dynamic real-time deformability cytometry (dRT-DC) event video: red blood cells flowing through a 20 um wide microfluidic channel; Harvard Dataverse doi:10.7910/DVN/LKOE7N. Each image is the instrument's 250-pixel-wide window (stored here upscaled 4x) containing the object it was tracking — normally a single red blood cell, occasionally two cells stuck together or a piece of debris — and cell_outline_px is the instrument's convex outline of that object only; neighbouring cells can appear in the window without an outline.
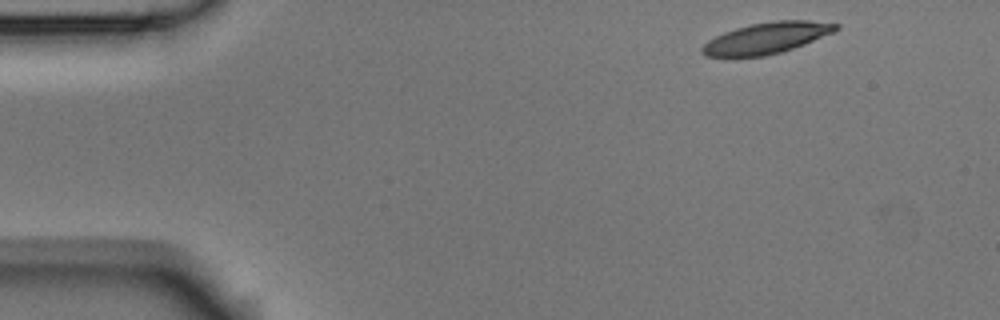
{"species": "Egyptian fruit bat (a non-hibernating species)", "species_latin": "Rousettus aegyptiacus", "temperature_condition": "room temperature", "stored_images_in_passage": 4, "segment_of_instrument_passage": [1, 2], "camera_frame_rate_fps": 3000, "um_per_image_px": 0.085, "animal": {"sex": "male"}, "frame": {"image": 1, "passage_image": 1, "time_ms": 0.0, "image_size_px": [1000, 320], "cell_outline_px": [[840, 28], [832, 32], [804, 44], [780, 52], [764, 56], [704, 56], [700, 52], [700, 48], [708, 40], [724, 32], [736, 28], [752, 24], [772, 20], [808, 20], [840, 24]], "centroid_in_image_um": [65.14, 3.22], "position_along_channel_um": 19.9, "area_um2": 24.04}}